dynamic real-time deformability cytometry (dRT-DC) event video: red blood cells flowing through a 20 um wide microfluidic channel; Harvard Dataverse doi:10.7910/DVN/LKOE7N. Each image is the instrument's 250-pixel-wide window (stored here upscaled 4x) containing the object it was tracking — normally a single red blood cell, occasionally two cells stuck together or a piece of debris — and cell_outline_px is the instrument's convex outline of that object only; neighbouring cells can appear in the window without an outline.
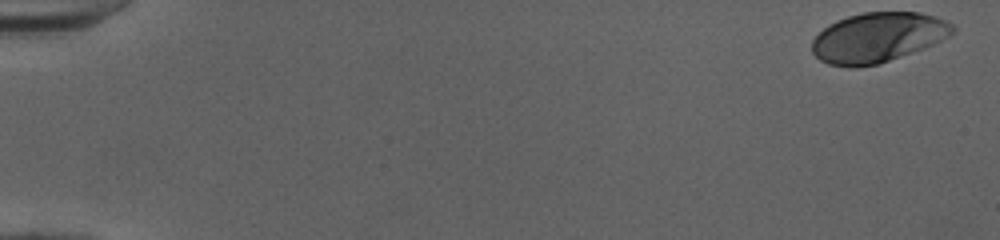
{"species": "human", "species_latin": "Homo sapiens", "temperature_condition": "cold", "stored_images_in_passage": 51, "camera_frame_rate_fps": 3000, "um_per_image_px": 0.085, "donor": {"sex": "female"}, "frame": {"image": 1, "passage_image": 1, "time_ms": 0.0, "image_size_px": [1000, 240], "cell_outline_px": [[956, 28], [948, 36], [924, 48], [880, 64], [856, 68], [848, 68], [828, 64], [820, 60], [812, 52], [812, 40], [828, 24], [836, 20], [848, 16], [864, 12], [920, 12], [936, 16], [952, 24]], "centroid_in_image_um": [74.59, 3.19], "position_along_channel_um": 10.4, "area_um2": 40.98}}
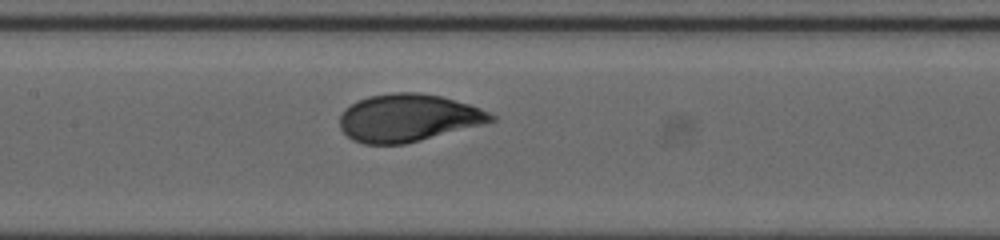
{"frame": {"image": 2, "passage_image": 26, "time_ms": 8.333, "image_size_px": [1000, 240], "cell_outline_px": [[496, 120], [484, 124], [404, 144], [364, 144], [352, 140], [340, 128], [340, 116], [344, 108], [356, 100], [368, 96], [392, 92], [420, 92], [440, 96], [468, 104], [492, 112], [496, 116]], "centroid_in_image_um": [34.68, 10.01], "position_along_channel_um": 172.7, "area_um2": 42.08}}
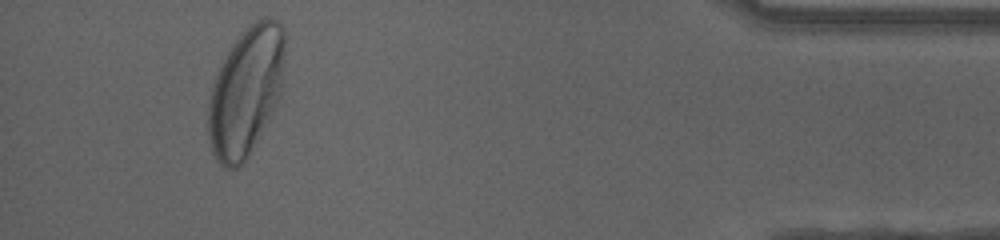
{"frame": {"image": 3, "passage_image": 48, "time_ms": 15.667, "image_size_px": [1000, 240], "cell_outline_px": [[284, 60], [280, 96], [276, 104], [244, 164], [236, 168], [224, 168], [216, 160], [212, 152], [208, 140], [208, 104], [212, 88], [216, 76], [228, 52], [236, 40], [248, 24], [264, 16], [268, 16], [276, 20], [284, 28]], "centroid_in_image_um": [20.9, 7.78], "position_along_channel_um": 414.3, "area_um2": 57.16}, "authors_computed_cell_mechanics": {"area_um2": 42.0784, "velocity_mm_per_s": 4.0061, "shape_relaxation_time_tau1_ms": 2.9815, "shape_relaxation_time_tau2_ms": null, "deformation_change_tau1": 0.1762, "deformation_change_tau2": null}}